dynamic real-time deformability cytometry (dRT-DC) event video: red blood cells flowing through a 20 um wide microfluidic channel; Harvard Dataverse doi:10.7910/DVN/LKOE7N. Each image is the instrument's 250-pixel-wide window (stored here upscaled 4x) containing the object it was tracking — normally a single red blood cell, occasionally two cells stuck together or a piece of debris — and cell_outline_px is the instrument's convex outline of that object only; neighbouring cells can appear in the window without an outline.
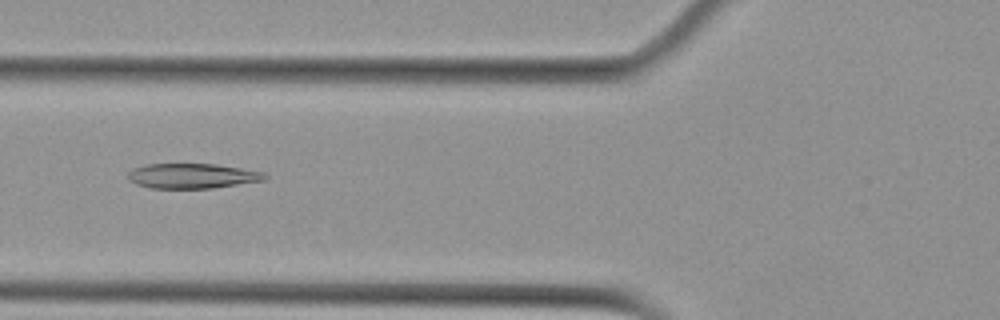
{"species": "Egyptian fruit bat (a non-hibernating species)", "species_latin": "Rousettus aegyptiacus", "temperature_condition": "cold", "stored_images_in_passage": 7, "camera_frame_rate_fps": 3000, "um_per_image_px": 0.085, "animal": {"sex": "female"}, "frame": {"image": 1, "passage_image": 5, "time_ms": 6.333, "image_size_px": [1000, 320], "cell_outline_px": [[268, 176], [264, 180], [212, 188], [148, 188], [136, 184], [128, 180], [128, 172], [132, 168], [144, 164], [216, 164], [264, 172]], "centroid_in_image_um": [16.29, 14.95], "position_along_channel_um": 109.5, "area_um2": 19.94}}
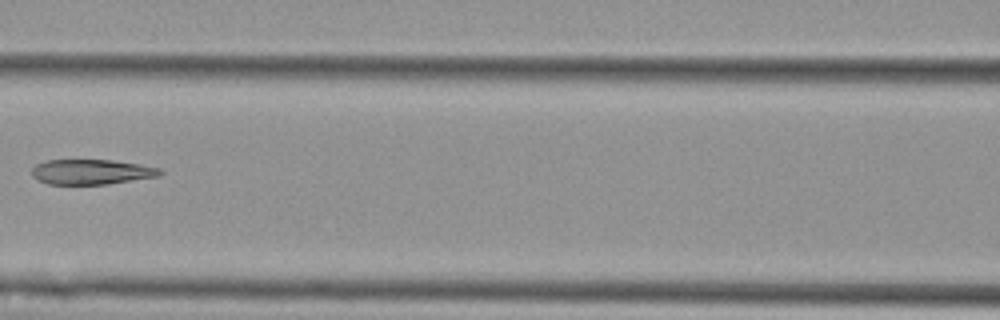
{"frame": {"image": 2, "passage_image": 6, "time_ms": 7.667, "image_size_px": [1000, 320], "cell_outline_px": [[164, 172], [160, 176], [108, 184], [48, 184], [32, 176], [32, 168], [36, 164], [44, 160], [112, 160], [140, 164], [160, 168]], "centroid_in_image_um": [7.8, 14.6], "position_along_channel_um": 158.8, "area_um2": 18.79}}
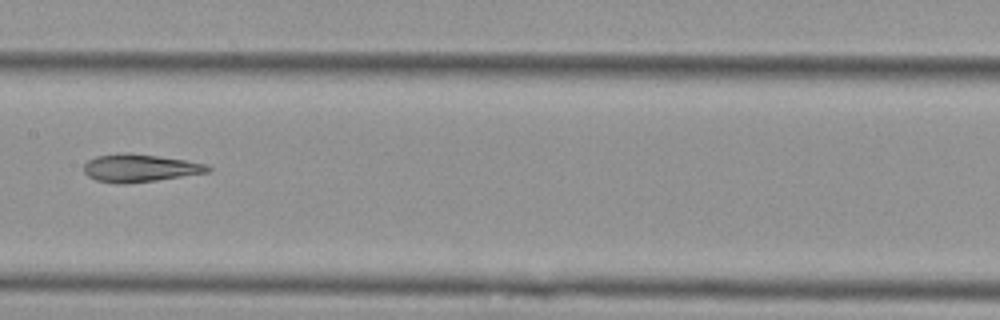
{"frame": {"image": 3, "passage_image": 7, "time_ms": 8.667, "image_size_px": [1000, 320], "cell_outline_px": [[212, 168], [208, 172], [156, 180], [124, 184], [96, 180], [88, 176], [84, 172], [84, 164], [88, 160], [96, 156], [120, 152], [128, 152], [184, 160], [208, 164]], "centroid_in_image_um": [11.86, 14.27], "position_along_channel_um": 195.5, "area_um2": 19.94}}